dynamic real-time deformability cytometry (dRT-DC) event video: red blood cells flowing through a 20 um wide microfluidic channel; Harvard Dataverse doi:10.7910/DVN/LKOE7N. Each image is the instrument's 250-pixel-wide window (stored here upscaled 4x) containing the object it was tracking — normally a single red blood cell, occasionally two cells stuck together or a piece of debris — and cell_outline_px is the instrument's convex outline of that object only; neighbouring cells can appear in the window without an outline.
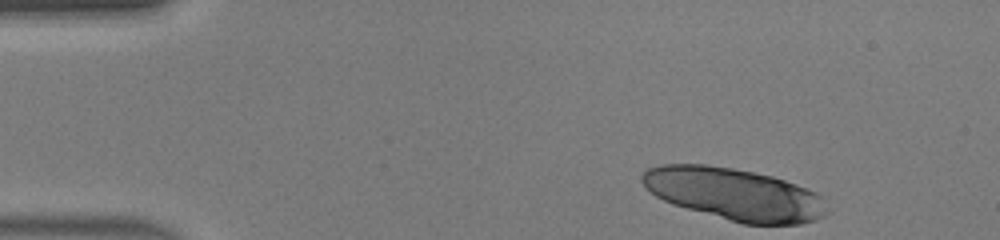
{"species": "human", "species_latin": "Homo sapiens", "temperature_condition": "warm", "stored_images_in_passage": 13, "camera_frame_rate_fps": 3000, "um_per_image_px": 0.085, "donor": {"sex": "male"}, "frame": {"image": 1, "passage_image": 1, "time_ms": 0.0, "image_size_px": [1000, 240], "cell_outline_px": [[808, 192], [804, 220], [792, 224], [748, 224], [692, 208], [668, 200], [652, 192], [648, 188], [644, 180], [644, 176], [648, 172], [656, 168], [684, 164], [724, 168], [748, 172], [780, 180], [792, 184]], "centroid_in_image_um": [62.06, 16.46], "position_along_channel_um": 22.9, "area_um2": 48.55}}
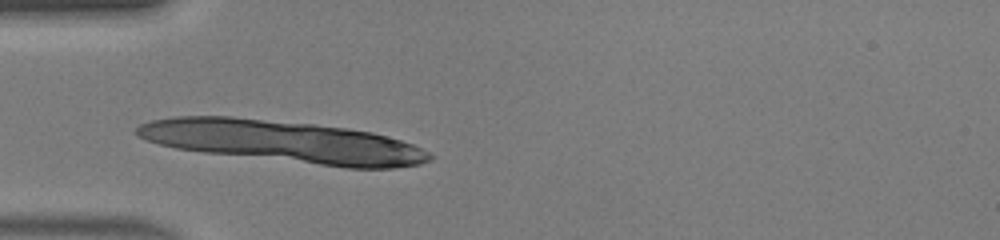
{"frame": {"image": 2, "passage_image": 10, "time_ms": 3.0, "image_size_px": [1000, 240], "cell_outline_px": [[420, 160], [412, 164], [376, 168], [364, 168], [184, 148], [152, 140], [148, 124], [164, 120], [252, 120], [332, 128], [364, 132], [384, 136], [396, 140], [404, 144]], "centroid_in_image_um": [24.22, 12.08], "position_along_channel_um": 60.8, "area_um2": 60.46}}